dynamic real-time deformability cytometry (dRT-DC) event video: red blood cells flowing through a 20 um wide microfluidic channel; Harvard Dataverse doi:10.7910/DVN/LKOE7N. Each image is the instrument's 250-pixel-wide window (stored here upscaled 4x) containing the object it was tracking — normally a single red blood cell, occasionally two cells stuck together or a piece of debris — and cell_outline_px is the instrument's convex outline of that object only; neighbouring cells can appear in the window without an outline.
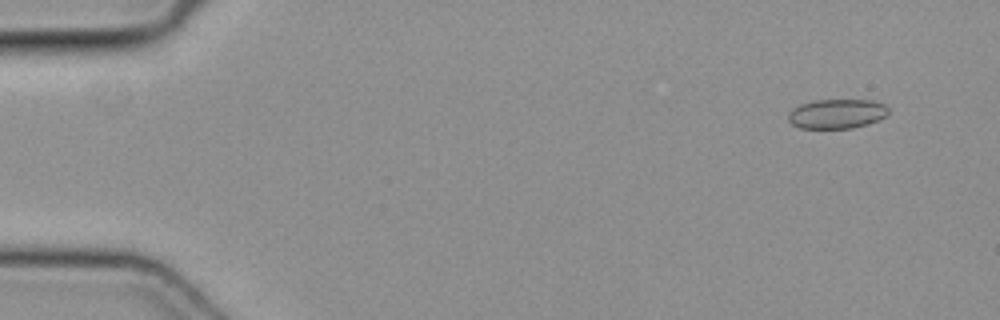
{"species": "common noctule bat (a hibernating species)", "species_latin": "Nyctalus noctula", "temperature_condition": "cold", "stored_images_in_passage": 48, "camera_frame_rate_fps": 3000, "um_per_image_px": 0.085, "animal": {"sex": "female", "body_mass_g": 19.3, "forearm_length_mm": 54.1}, "frame": {"image": 1, "passage_image": 2, "time_ms": 0.333, "image_size_px": [1000, 320], "cell_outline_px": [[888, 112], [880, 120], [868, 124], [852, 128], [800, 128], [792, 124], [788, 120], [788, 112], [792, 108], [800, 104], [816, 100], [872, 100], [884, 104], [888, 108]], "centroid_in_image_um": [71.12, 9.67], "position_along_channel_um": 13.9, "area_um2": 17.28}}
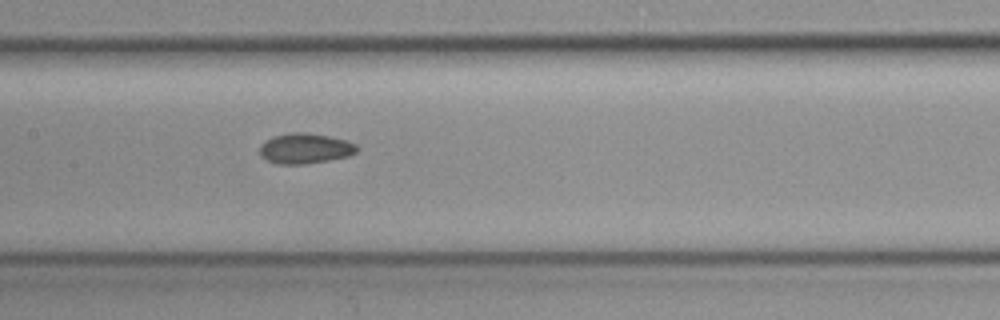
{"frame": {"image": 2, "passage_image": 23, "time_ms": 7.333, "image_size_px": [1000, 320], "cell_outline_px": [[356, 152], [348, 156], [328, 160], [304, 164], [276, 164], [260, 156], [260, 144], [264, 140], [272, 136], [292, 132], [308, 132], [328, 136], [344, 140], [356, 144]], "centroid_in_image_um": [25.87, 12.61], "position_along_channel_um": 181.5, "area_um2": 17.17}}
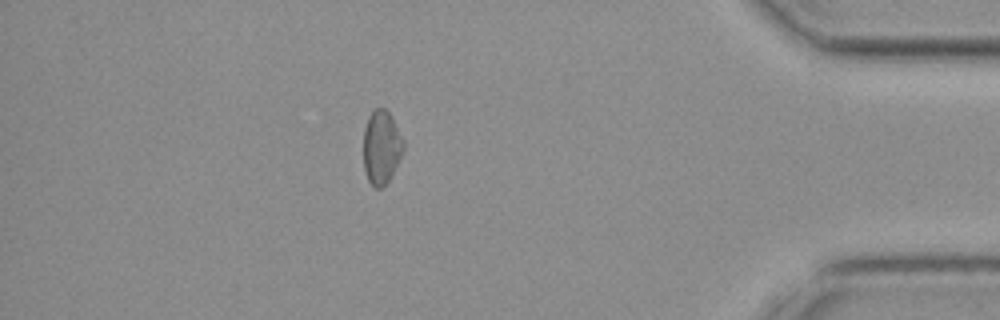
{"frame": {"image": 3, "passage_image": 42, "time_ms": 13.667, "image_size_px": [1000, 320], "cell_outline_px": [[404, 148], [388, 180], [380, 188], [376, 188], [368, 180], [364, 168], [364, 128], [368, 116], [376, 108], [384, 108], [392, 116], [404, 140]], "centroid_in_image_um": [32.41, 12.47], "position_along_channel_um": 402.8, "area_um2": 16.88}}